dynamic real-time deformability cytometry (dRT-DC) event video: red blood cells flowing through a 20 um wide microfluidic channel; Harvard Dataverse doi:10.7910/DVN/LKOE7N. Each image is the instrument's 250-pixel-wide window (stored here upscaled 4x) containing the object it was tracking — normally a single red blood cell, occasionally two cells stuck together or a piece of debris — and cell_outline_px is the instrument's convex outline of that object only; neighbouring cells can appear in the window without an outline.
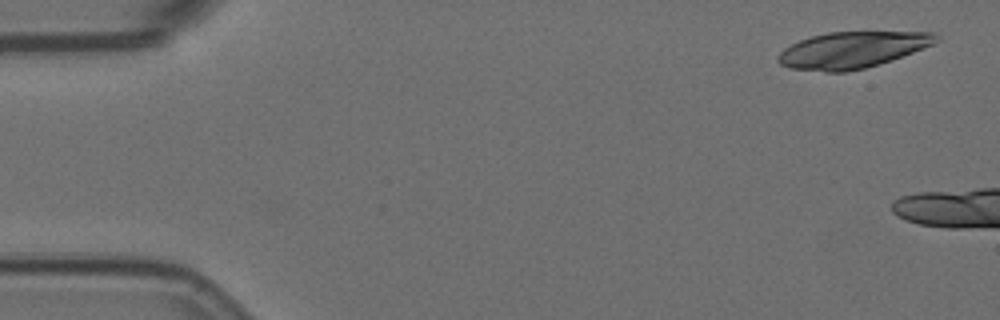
{"species": "Egyptian fruit bat (a non-hibernating species)", "species_latin": "Rousettus aegyptiacus", "temperature_condition": "room temperature", "stored_images_in_passage": 3, "camera_frame_rate_fps": 3000, "um_per_image_px": 0.085, "animal": {"sex": "female"}, "frame": {"image": 1, "passage_image": 1, "time_ms": 0.0, "image_size_px": [1000, 320], "cell_outline_px": [[940, 40], [932, 44], [912, 52], [864, 68], [844, 72], [824, 72], [788, 68], [780, 64], [776, 60], [776, 56], [784, 48], [800, 40], [812, 36], [828, 32], [932, 32], [940, 36]], "centroid_in_image_um": [72.38, 4.24], "position_along_channel_um": 12.6, "area_um2": 33.18}}